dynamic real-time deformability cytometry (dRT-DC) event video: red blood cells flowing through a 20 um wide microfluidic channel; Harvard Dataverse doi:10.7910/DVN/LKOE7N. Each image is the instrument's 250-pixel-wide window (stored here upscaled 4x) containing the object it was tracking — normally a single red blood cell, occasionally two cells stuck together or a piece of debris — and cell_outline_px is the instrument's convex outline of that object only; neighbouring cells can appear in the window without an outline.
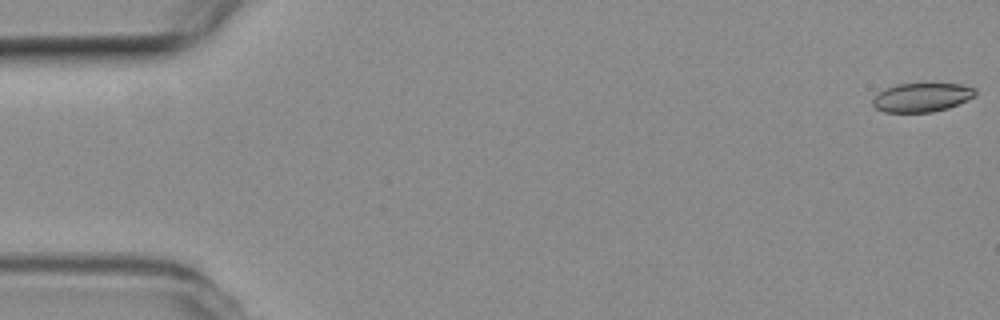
{"species": "common noctule bat (a hibernating species)", "species_latin": "Nyctalus noctula", "temperature_condition": "room temperature", "stored_images_in_passage": 13, "camera_frame_rate_fps": 3000, "um_per_image_px": 0.085, "animal": {"sex": "female", "body_mass_g": 19.3, "forearm_length_mm": 54.1}, "frame": {"image": 1, "passage_image": 1, "time_ms": 0.0, "image_size_px": [1000, 320], "cell_outline_px": [[976, 96], [968, 100], [948, 108], [932, 112], [884, 112], [876, 108], [872, 104], [872, 100], [884, 88], [896, 84], [924, 80], [932, 80], [960, 84], [976, 88]], "centroid_in_image_um": [78.4, 8.21], "position_along_channel_um": 6.6, "area_um2": 18.32}}